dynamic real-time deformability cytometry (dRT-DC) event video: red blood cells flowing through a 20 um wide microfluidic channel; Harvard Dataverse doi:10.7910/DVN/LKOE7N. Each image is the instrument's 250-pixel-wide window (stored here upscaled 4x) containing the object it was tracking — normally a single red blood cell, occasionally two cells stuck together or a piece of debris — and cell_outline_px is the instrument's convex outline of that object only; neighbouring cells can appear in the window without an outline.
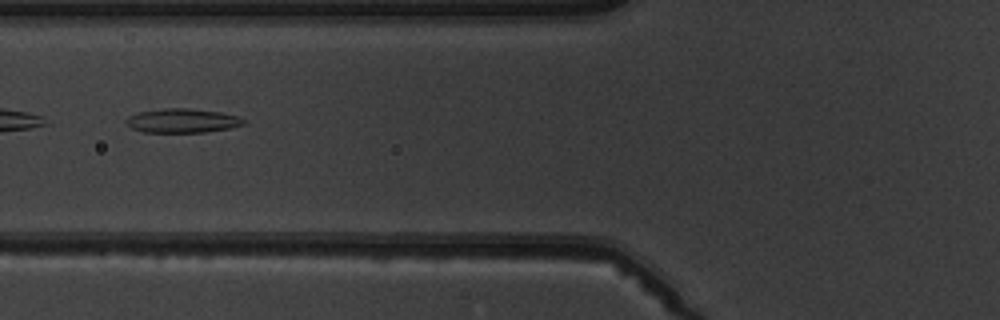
{"species": "common noctule bat (a hibernating species)", "species_latin": "Nyctalus noctula", "temperature_condition": "warm", "stored_images_in_passage": 6, "camera_frame_rate_fps": 3000, "um_per_image_px": 0.085, "animal": {"sex": "male", "body_mass_g": 19.5, "forearm_length_mm": 54.6}, "frame": {"image": 1, "passage_image": 6, "time_ms": 5.667, "image_size_px": [1000, 320], "cell_outline_px": [[244, 124], [228, 128], [204, 132], [144, 132], [132, 128], [124, 120], [128, 116], [140, 112], [164, 108], [188, 108], [220, 112], [240, 116], [244, 120]], "centroid_in_image_um": [15.49, 10.25], "position_along_channel_um": 110.3, "area_um2": 16.36}}